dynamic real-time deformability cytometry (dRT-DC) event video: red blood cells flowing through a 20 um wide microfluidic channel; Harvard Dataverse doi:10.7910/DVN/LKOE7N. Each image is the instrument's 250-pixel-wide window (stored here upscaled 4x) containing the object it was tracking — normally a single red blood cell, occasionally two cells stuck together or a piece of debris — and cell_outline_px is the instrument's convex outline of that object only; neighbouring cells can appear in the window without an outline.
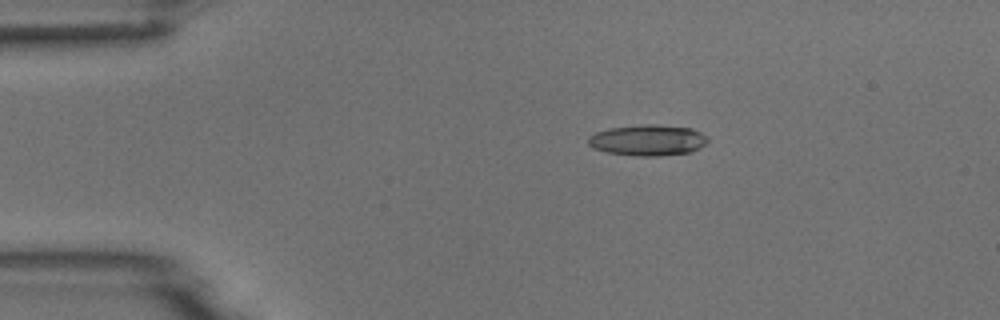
{"species": "common noctule bat (a hibernating species)", "species_latin": "Nyctalus noctula", "temperature_condition": "room temperature", "stored_images_in_passage": 5, "camera_frame_rate_fps": 3000, "um_per_image_px": 0.085, "animal": {"sex": "male", "body_mass_g": 18.8}, "frame": {"image": 1, "passage_image": 1, "time_ms": 0.0, "image_size_px": [1000, 320], "cell_outline_px": [[708, 140], [700, 148], [688, 152], [656, 156], [636, 156], [608, 152], [592, 148], [588, 144], [588, 136], [596, 132], [608, 128], [644, 124], [656, 124], [692, 128], [708, 136]], "centroid_in_image_um": [55.05, 11.9], "position_along_channel_um": 30.0, "area_um2": 21.62}}
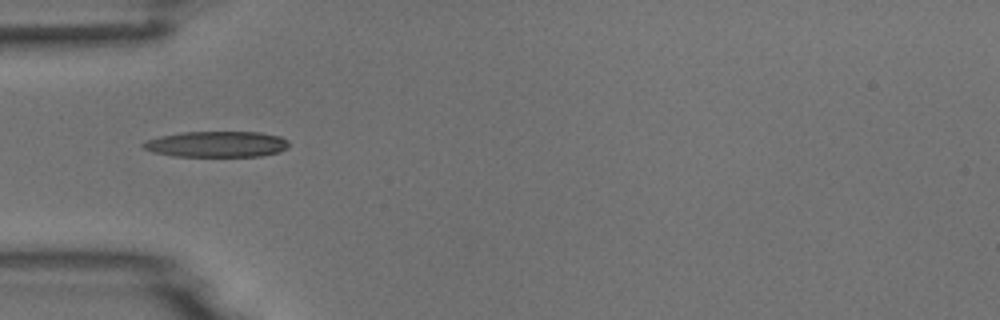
{"frame": {"image": 2, "passage_image": 3, "time_ms": 0.667, "image_size_px": [1000, 320], "cell_outline_px": [[288, 148], [280, 152], [260, 156], [172, 156], [152, 152], [144, 148], [140, 144], [148, 140], [160, 136], [180, 132], [260, 132], [280, 136], [288, 140]], "centroid_in_image_um": [18.43, 12.25], "position_along_channel_um": 66.6, "area_um2": 22.08}}
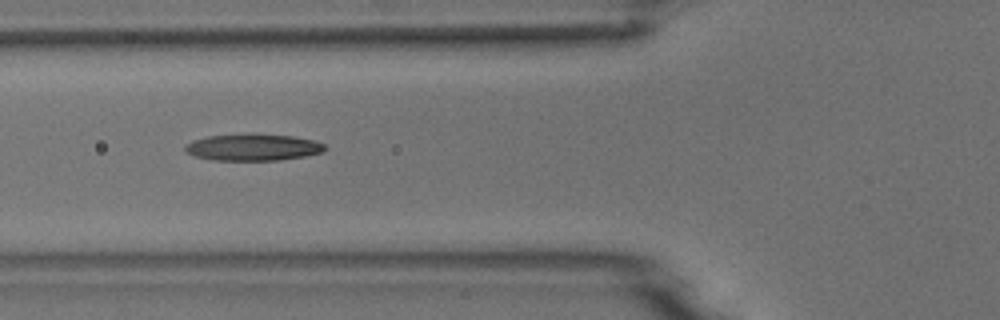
{"frame": {"image": 3, "passage_image": 4, "time_ms": 1.0, "image_size_px": [1000, 320], "cell_outline_px": [[328, 148], [324, 152], [304, 156], [280, 160], [212, 160], [196, 156], [184, 152], [184, 144], [192, 140], [208, 136], [292, 136], [312, 140], [324, 144]], "centroid_in_image_um": [21.49, 12.56], "position_along_channel_um": 104.3, "area_um2": 21.04}}